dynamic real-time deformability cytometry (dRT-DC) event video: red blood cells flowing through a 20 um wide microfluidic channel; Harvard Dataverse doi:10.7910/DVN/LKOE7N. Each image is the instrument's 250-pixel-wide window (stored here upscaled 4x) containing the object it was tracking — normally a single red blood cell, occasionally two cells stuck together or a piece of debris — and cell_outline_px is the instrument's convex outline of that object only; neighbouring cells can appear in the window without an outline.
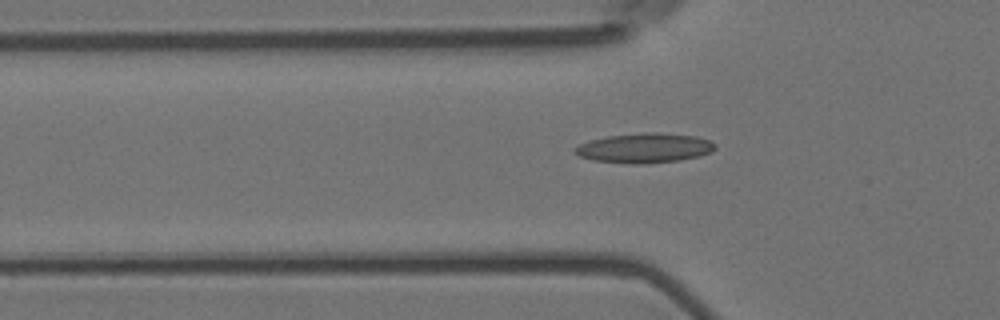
{"species": "Egyptian fruit bat (a non-hibernating species)", "species_latin": "Rousettus aegyptiacus", "temperature_condition": "room temperature", "stored_images_in_passage": 8, "camera_frame_rate_fps": 3000, "um_per_image_px": 0.085, "animal": {"sex": "female"}, "frame": {"image": 1, "passage_image": 8, "time_ms": 2.333, "image_size_px": [1000, 320], "cell_outline_px": [[716, 148], [712, 152], [700, 156], [680, 160], [648, 164], [632, 164], [592, 160], [580, 156], [572, 152], [580, 144], [588, 140], [608, 136], [644, 132], [660, 132], [696, 136], [712, 140], [716, 144]], "centroid_in_image_um": [54.83, 12.58], "position_along_channel_um": 71.0, "area_um2": 24.62}}